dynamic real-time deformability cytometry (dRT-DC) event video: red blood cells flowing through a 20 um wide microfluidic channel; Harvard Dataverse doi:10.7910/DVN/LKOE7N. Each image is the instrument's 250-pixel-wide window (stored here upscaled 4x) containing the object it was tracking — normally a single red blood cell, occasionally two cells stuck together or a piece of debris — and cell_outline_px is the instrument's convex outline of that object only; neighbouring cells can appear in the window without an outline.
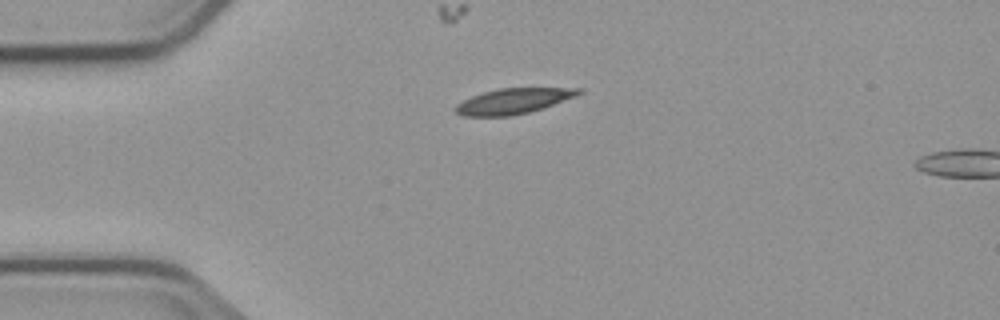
{"species": "common noctule bat (a hibernating species)", "species_latin": "Nyctalus noctula", "temperature_condition": "cold", "stored_images_in_passage": 2, "camera_frame_rate_fps": 3000, "um_per_image_px": 0.085, "animal": {"sex": "male", "body_mass_g": 23.1, "forearm_length_mm": 52.7}, "frame": {"image": 1, "passage_image": 1, "time_ms": 0.0, "image_size_px": [1000, 320], "cell_outline_px": [[584, 92], [576, 96], [528, 112], [508, 116], [464, 116], [456, 112], [452, 108], [456, 104], [472, 96], [484, 92], [500, 88], [584, 88]], "centroid_in_image_um": [43.61, 8.58], "position_along_channel_um": 41.4, "area_um2": 18.03}}